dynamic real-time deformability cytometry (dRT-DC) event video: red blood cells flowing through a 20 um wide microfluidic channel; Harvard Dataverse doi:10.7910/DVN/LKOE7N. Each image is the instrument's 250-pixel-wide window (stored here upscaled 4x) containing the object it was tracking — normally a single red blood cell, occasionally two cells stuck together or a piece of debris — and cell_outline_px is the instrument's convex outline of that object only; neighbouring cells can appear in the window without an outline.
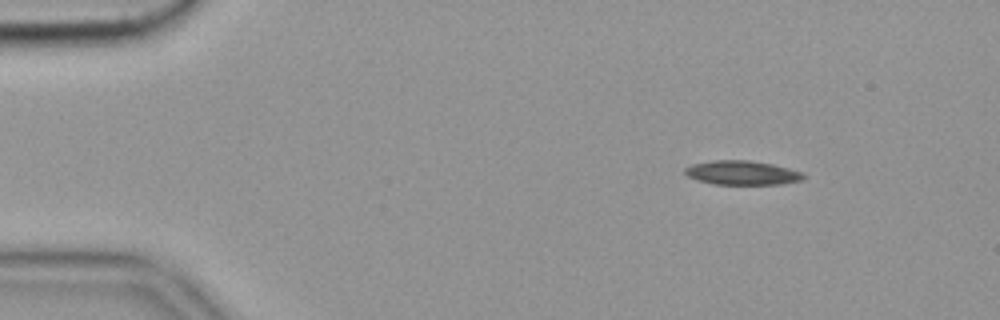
{"species": "common noctule bat (a hibernating species)", "species_latin": "Nyctalus noctula", "temperature_condition": "cold", "stored_images_in_passage": 57, "camera_frame_rate_fps": 3000, "um_per_image_px": 0.085, "animal": {"sex": "female", "body_mass_g": 19.9}, "frame": {"image": 1, "passage_image": 8, "time_ms": 2.333, "image_size_px": [1000, 320], "cell_outline_px": [[804, 180], [780, 184], [712, 184], [696, 180], [688, 176], [684, 172], [684, 168], [692, 164], [712, 160], [748, 160], [772, 164], [804, 172]], "centroid_in_image_um": [63.07, 14.68], "position_along_channel_um": 21.9, "area_um2": 16.76}}
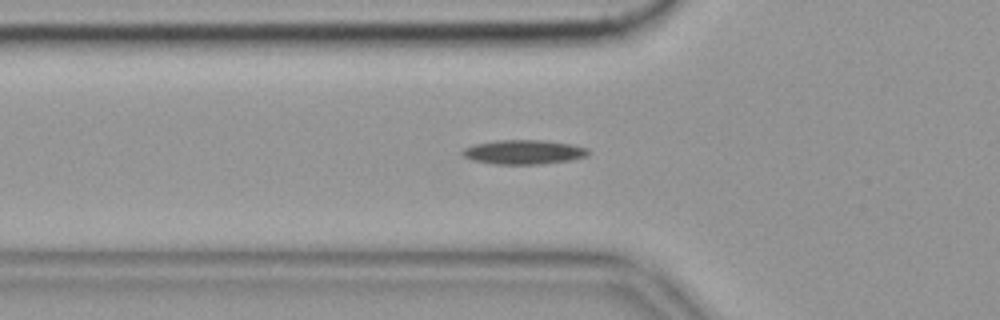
{"frame": {"image": 2, "passage_image": 20, "time_ms": 6.333, "image_size_px": [1000, 320], "cell_outline_px": [[588, 152], [584, 156], [568, 160], [540, 164], [496, 164], [472, 160], [464, 156], [460, 152], [464, 148], [476, 144], [496, 140], [544, 140], [572, 144], [588, 148]], "centroid_in_image_um": [44.48, 12.91], "position_along_channel_um": 81.3, "area_um2": 17.63}}
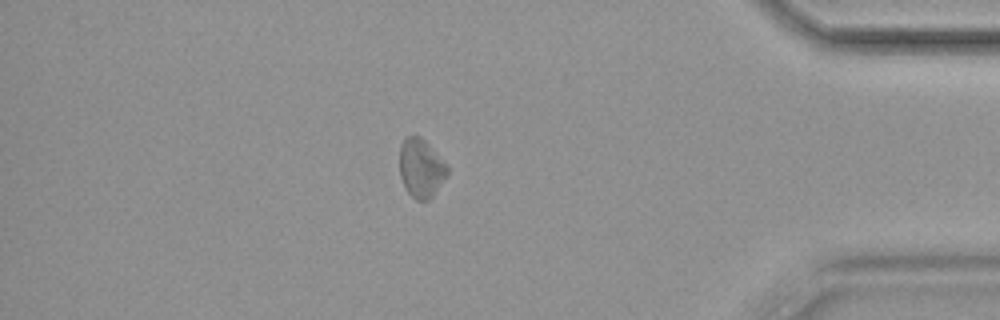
{"frame": {"image": 3, "passage_image": 50, "time_ms": 16.333, "image_size_px": [1000, 320], "cell_outline_px": [[448, 172], [432, 196], [428, 200], [416, 200], [408, 192], [400, 176], [400, 144], [408, 136], [420, 136], [428, 144], [448, 168]], "centroid_in_image_um": [35.75, 14.29], "position_along_channel_um": 399.4, "area_um2": 15.78}}